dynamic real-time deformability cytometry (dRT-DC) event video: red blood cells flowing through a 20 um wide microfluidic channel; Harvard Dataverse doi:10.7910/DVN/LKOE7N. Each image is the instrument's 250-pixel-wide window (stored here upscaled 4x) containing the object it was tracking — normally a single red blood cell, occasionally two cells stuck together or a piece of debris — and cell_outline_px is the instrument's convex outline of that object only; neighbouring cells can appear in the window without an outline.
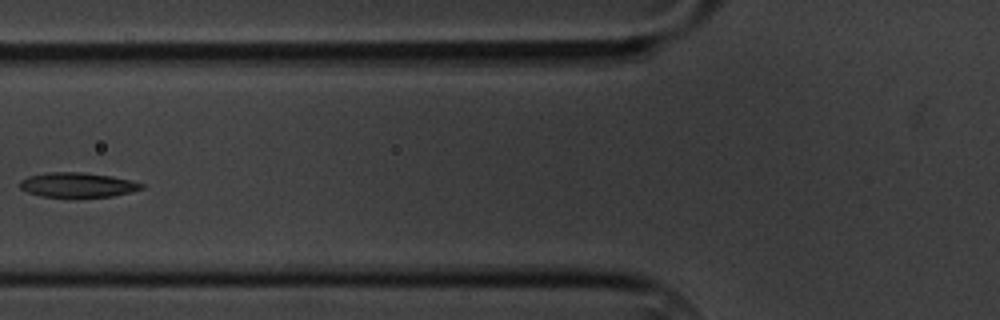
{"species": "common noctule bat (a hibernating species)", "species_latin": "Nyctalus noctula", "temperature_condition": "cold", "stored_images_in_passage": 5, "camera_frame_rate_fps": 3000, "um_per_image_px": 0.085, "animal": {"sex": "male", "body_mass_g": 20.1, "forearm_length_mm": 53.5}, "frame": {"image": 1, "passage_image": 5, "time_ms": 5.667, "image_size_px": [1000, 320], "cell_outline_px": [[144, 188], [112, 196], [40, 196], [28, 192], [20, 188], [20, 180], [28, 176], [48, 172], [84, 172], [112, 176], [132, 180], [144, 184]], "centroid_in_image_um": [6.59, 15.69], "position_along_channel_um": 119.2, "area_um2": 17.28}}